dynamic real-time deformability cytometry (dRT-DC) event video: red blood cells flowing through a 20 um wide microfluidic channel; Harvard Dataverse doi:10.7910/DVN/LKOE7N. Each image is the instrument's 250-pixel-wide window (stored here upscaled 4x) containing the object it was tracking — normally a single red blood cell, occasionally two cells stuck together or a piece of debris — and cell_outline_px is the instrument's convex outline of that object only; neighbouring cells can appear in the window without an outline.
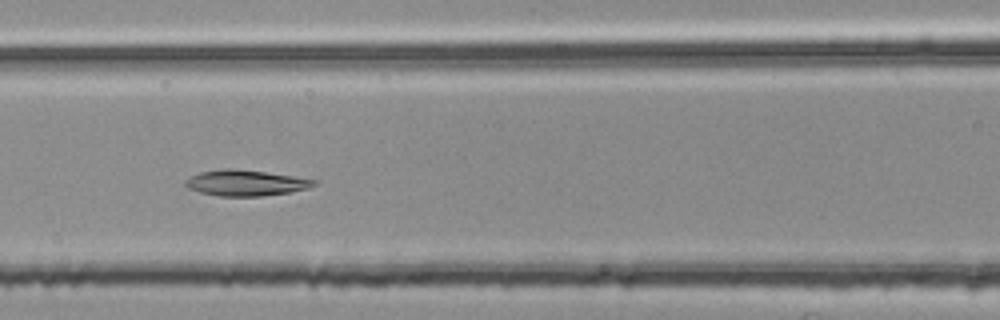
{"species": "common noctule bat (a hibernating species)", "species_latin": "Nyctalus noctula", "temperature_condition": "room temperature", "stored_images_in_passage": 30, "camera_frame_rate_fps": 3000, "um_per_image_px": 0.085, "animal": {"sex": "female", "body_mass_g": 25.1}, "frame": {"image": 1, "passage_image": 7, "time_ms": 2.0, "image_size_px": [1000, 320], "cell_outline_px": [[316, 184], [308, 188], [288, 192], [264, 196], [220, 196], [200, 192], [188, 188], [184, 184], [184, 180], [200, 172], [224, 168], [232, 168], [264, 172], [292, 176], [316, 180]], "centroid_in_image_um": [20.84, 15.55], "position_along_channel_um": 145.8, "area_um2": 19.13}}
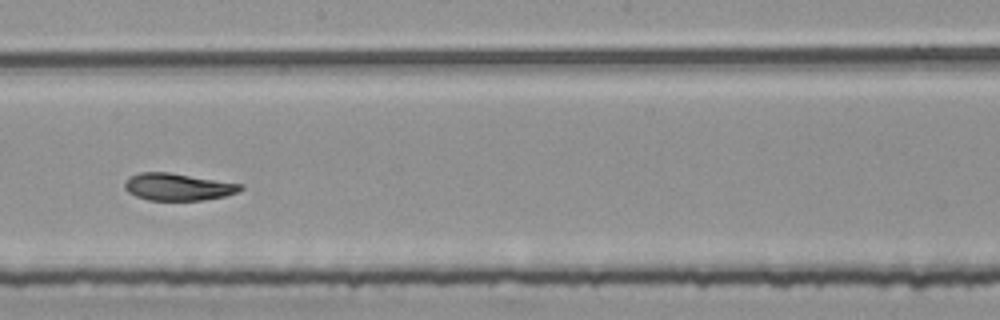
{"frame": {"image": 2, "passage_image": 14, "time_ms": 4.333, "image_size_px": [1000, 320], "cell_outline_px": [[244, 188], [236, 192], [224, 196], [204, 200], [148, 200], [136, 196], [128, 192], [124, 188], [124, 180], [128, 176], [140, 172], [168, 172], [244, 184]], "centroid_in_image_um": [15.09, 15.87], "position_along_channel_um": 233.1, "area_um2": 18.44}}
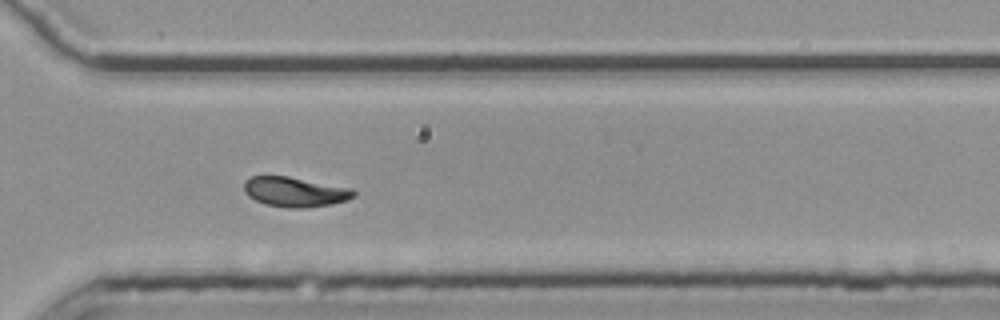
{"frame": {"image": 3, "passage_image": 23, "time_ms": 7.333, "image_size_px": [1000, 320], "cell_outline_px": [[356, 196], [348, 200], [332, 204], [308, 208], [288, 208], [264, 204], [248, 196], [244, 192], [244, 180], [252, 176], [288, 176], [352, 188], [356, 192]], "centroid_in_image_um": [25.09, 16.31], "position_along_channel_um": 345.5, "area_um2": 19.31}, "authors_computed_cell_mechanics": {"area_um2": 18.785, "velocity_mm_per_s": 3.7529, "shape_relaxation_time_tau1_ms": 6.6478, "shape_relaxation_time_tau2_ms": 3.815, "deformation_change_tau1": 0.1949, "deformation_change_tau2": 0.0906}}